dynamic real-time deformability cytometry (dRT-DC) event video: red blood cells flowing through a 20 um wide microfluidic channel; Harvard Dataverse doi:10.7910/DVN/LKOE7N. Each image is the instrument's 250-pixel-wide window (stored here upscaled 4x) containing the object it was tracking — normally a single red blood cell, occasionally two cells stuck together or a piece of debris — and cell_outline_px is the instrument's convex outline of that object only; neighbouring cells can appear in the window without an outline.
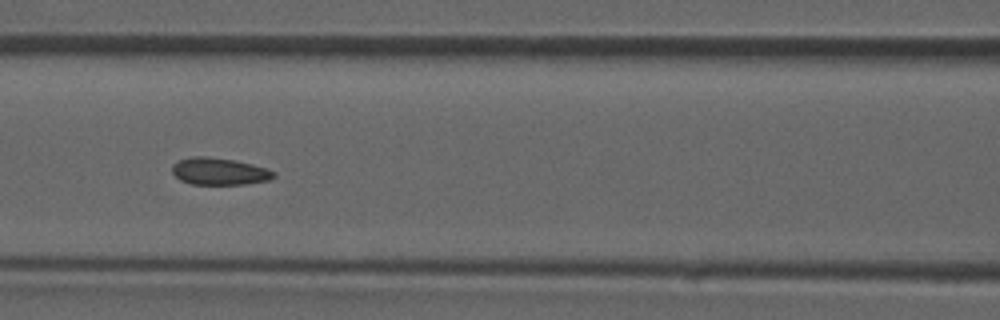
{"species": "common noctule bat (a hibernating species)", "species_latin": "Nyctalus noctula", "temperature_condition": "room temperature", "stored_images_in_passage": 48, "camera_frame_rate_fps": 3000, "um_per_image_px": 0.085, "animal": {"sex": "male", "forearm_length_mm": 52.5}, "frame": {"image": 1, "passage_image": 21, "time_ms": 6.667, "image_size_px": [1000, 320], "cell_outline_px": [[276, 176], [268, 180], [244, 184], [192, 184], [180, 180], [172, 172], [172, 164], [180, 160], [192, 156], [208, 156], [232, 160], [252, 164], [268, 168], [276, 172]], "centroid_in_image_um": [18.65, 14.56], "position_along_channel_um": 148.0, "area_um2": 16.01}}